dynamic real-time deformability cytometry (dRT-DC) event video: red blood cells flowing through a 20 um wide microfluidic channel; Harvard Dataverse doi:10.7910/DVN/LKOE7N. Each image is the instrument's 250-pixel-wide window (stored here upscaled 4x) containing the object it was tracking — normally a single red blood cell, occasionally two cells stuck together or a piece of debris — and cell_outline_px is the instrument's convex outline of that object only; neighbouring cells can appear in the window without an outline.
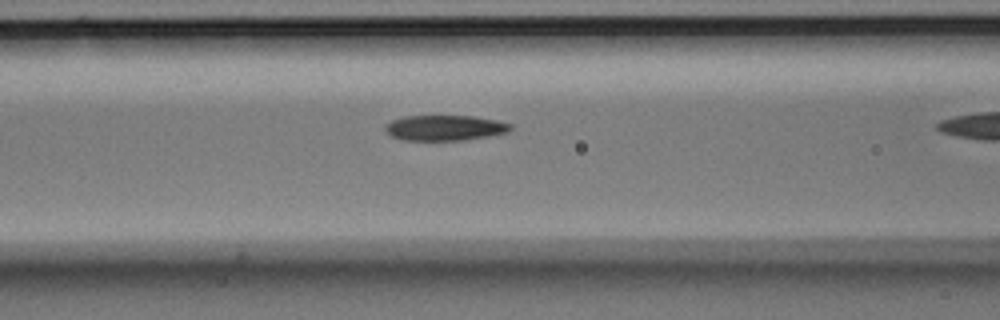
{"species": "Egyptian fruit bat (a non-hibernating species)", "species_latin": "Rousettus aegyptiacus", "temperature_condition": "room temperature", "stored_images_in_passage": 4, "camera_frame_rate_fps": 3000, "um_per_image_px": 0.085, "animal": {"sex": "male"}, "frame": {"image": 1, "passage_image": 3, "time_ms": 0.667, "image_size_px": [1000, 320], "cell_outline_px": [[512, 128], [508, 132], [488, 136], [464, 140], [404, 140], [392, 136], [384, 128], [392, 120], [404, 116], [472, 116], [496, 120], [512, 124]], "centroid_in_image_um": [37.84, 10.86], "position_along_channel_um": 128.8, "area_um2": 18.38}}